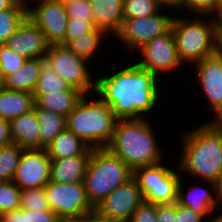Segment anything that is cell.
<instances>
[{
  "mask_svg": "<svg viewBox=\"0 0 222 222\" xmlns=\"http://www.w3.org/2000/svg\"><path fill=\"white\" fill-rule=\"evenodd\" d=\"M117 120L111 108L96 93L87 94L67 116L66 129L90 148H105L112 139Z\"/></svg>",
  "mask_w": 222,
  "mask_h": 222,
  "instance_id": "cell-4",
  "label": "cell"
},
{
  "mask_svg": "<svg viewBox=\"0 0 222 222\" xmlns=\"http://www.w3.org/2000/svg\"><path fill=\"white\" fill-rule=\"evenodd\" d=\"M161 9L157 0H123V19L152 16Z\"/></svg>",
  "mask_w": 222,
  "mask_h": 222,
  "instance_id": "cell-31",
  "label": "cell"
},
{
  "mask_svg": "<svg viewBox=\"0 0 222 222\" xmlns=\"http://www.w3.org/2000/svg\"><path fill=\"white\" fill-rule=\"evenodd\" d=\"M21 209L50 211L44 187L21 190Z\"/></svg>",
  "mask_w": 222,
  "mask_h": 222,
  "instance_id": "cell-33",
  "label": "cell"
},
{
  "mask_svg": "<svg viewBox=\"0 0 222 222\" xmlns=\"http://www.w3.org/2000/svg\"><path fill=\"white\" fill-rule=\"evenodd\" d=\"M193 72L201 89L199 97L204 95L213 112L210 120H214L222 112V58L216 53L205 57L193 65Z\"/></svg>",
  "mask_w": 222,
  "mask_h": 222,
  "instance_id": "cell-13",
  "label": "cell"
},
{
  "mask_svg": "<svg viewBox=\"0 0 222 222\" xmlns=\"http://www.w3.org/2000/svg\"><path fill=\"white\" fill-rule=\"evenodd\" d=\"M26 16V0H20L12 9L0 11V45H5Z\"/></svg>",
  "mask_w": 222,
  "mask_h": 222,
  "instance_id": "cell-27",
  "label": "cell"
},
{
  "mask_svg": "<svg viewBox=\"0 0 222 222\" xmlns=\"http://www.w3.org/2000/svg\"><path fill=\"white\" fill-rule=\"evenodd\" d=\"M144 202L143 195L132 178L113 190L96 208L101 216L129 222L133 212Z\"/></svg>",
  "mask_w": 222,
  "mask_h": 222,
  "instance_id": "cell-15",
  "label": "cell"
},
{
  "mask_svg": "<svg viewBox=\"0 0 222 222\" xmlns=\"http://www.w3.org/2000/svg\"><path fill=\"white\" fill-rule=\"evenodd\" d=\"M215 53L222 58V33L216 34Z\"/></svg>",
  "mask_w": 222,
  "mask_h": 222,
  "instance_id": "cell-47",
  "label": "cell"
},
{
  "mask_svg": "<svg viewBox=\"0 0 222 222\" xmlns=\"http://www.w3.org/2000/svg\"><path fill=\"white\" fill-rule=\"evenodd\" d=\"M201 123L180 134L177 167L182 177L215 182L222 173V124L209 119Z\"/></svg>",
  "mask_w": 222,
  "mask_h": 222,
  "instance_id": "cell-2",
  "label": "cell"
},
{
  "mask_svg": "<svg viewBox=\"0 0 222 222\" xmlns=\"http://www.w3.org/2000/svg\"><path fill=\"white\" fill-rule=\"evenodd\" d=\"M176 222H207L206 219L192 209L175 203Z\"/></svg>",
  "mask_w": 222,
  "mask_h": 222,
  "instance_id": "cell-39",
  "label": "cell"
},
{
  "mask_svg": "<svg viewBox=\"0 0 222 222\" xmlns=\"http://www.w3.org/2000/svg\"><path fill=\"white\" fill-rule=\"evenodd\" d=\"M26 1L27 15L41 29L47 43L64 46V37L69 19L64 3L49 0Z\"/></svg>",
  "mask_w": 222,
  "mask_h": 222,
  "instance_id": "cell-12",
  "label": "cell"
},
{
  "mask_svg": "<svg viewBox=\"0 0 222 222\" xmlns=\"http://www.w3.org/2000/svg\"><path fill=\"white\" fill-rule=\"evenodd\" d=\"M65 11L69 17L94 21L92 9L88 5V0H67L64 3Z\"/></svg>",
  "mask_w": 222,
  "mask_h": 222,
  "instance_id": "cell-37",
  "label": "cell"
},
{
  "mask_svg": "<svg viewBox=\"0 0 222 222\" xmlns=\"http://www.w3.org/2000/svg\"><path fill=\"white\" fill-rule=\"evenodd\" d=\"M210 17L213 22L215 34L222 33V1H219L216 9L213 11Z\"/></svg>",
  "mask_w": 222,
  "mask_h": 222,
  "instance_id": "cell-42",
  "label": "cell"
},
{
  "mask_svg": "<svg viewBox=\"0 0 222 222\" xmlns=\"http://www.w3.org/2000/svg\"><path fill=\"white\" fill-rule=\"evenodd\" d=\"M26 60L25 57L17 54L6 45H0V65L4 78L16 72Z\"/></svg>",
  "mask_w": 222,
  "mask_h": 222,
  "instance_id": "cell-35",
  "label": "cell"
},
{
  "mask_svg": "<svg viewBox=\"0 0 222 222\" xmlns=\"http://www.w3.org/2000/svg\"><path fill=\"white\" fill-rule=\"evenodd\" d=\"M12 142L24 149L40 148L39 122L35 109L10 120Z\"/></svg>",
  "mask_w": 222,
  "mask_h": 222,
  "instance_id": "cell-19",
  "label": "cell"
},
{
  "mask_svg": "<svg viewBox=\"0 0 222 222\" xmlns=\"http://www.w3.org/2000/svg\"><path fill=\"white\" fill-rule=\"evenodd\" d=\"M87 222H125V221L103 217L97 211L94 210L89 214H87Z\"/></svg>",
  "mask_w": 222,
  "mask_h": 222,
  "instance_id": "cell-44",
  "label": "cell"
},
{
  "mask_svg": "<svg viewBox=\"0 0 222 222\" xmlns=\"http://www.w3.org/2000/svg\"><path fill=\"white\" fill-rule=\"evenodd\" d=\"M119 65L115 71L111 68L112 72L106 73L104 68L102 75H96L95 93L118 119L151 118V113L157 111L160 101L165 98L161 95L164 94L162 81L133 60Z\"/></svg>",
  "mask_w": 222,
  "mask_h": 222,
  "instance_id": "cell-1",
  "label": "cell"
},
{
  "mask_svg": "<svg viewBox=\"0 0 222 222\" xmlns=\"http://www.w3.org/2000/svg\"><path fill=\"white\" fill-rule=\"evenodd\" d=\"M3 82H4V76L2 74L1 65H0V87H2Z\"/></svg>",
  "mask_w": 222,
  "mask_h": 222,
  "instance_id": "cell-51",
  "label": "cell"
},
{
  "mask_svg": "<svg viewBox=\"0 0 222 222\" xmlns=\"http://www.w3.org/2000/svg\"><path fill=\"white\" fill-rule=\"evenodd\" d=\"M137 53L139 54L137 57H140L133 61L140 68L153 72L160 80L162 76H173L178 69H180L179 72L184 70L177 54L172 30L150 40L135 52V56Z\"/></svg>",
  "mask_w": 222,
  "mask_h": 222,
  "instance_id": "cell-10",
  "label": "cell"
},
{
  "mask_svg": "<svg viewBox=\"0 0 222 222\" xmlns=\"http://www.w3.org/2000/svg\"><path fill=\"white\" fill-rule=\"evenodd\" d=\"M129 222H157V204L142 202L133 212Z\"/></svg>",
  "mask_w": 222,
  "mask_h": 222,
  "instance_id": "cell-38",
  "label": "cell"
},
{
  "mask_svg": "<svg viewBox=\"0 0 222 222\" xmlns=\"http://www.w3.org/2000/svg\"><path fill=\"white\" fill-rule=\"evenodd\" d=\"M51 158L44 148L24 149L13 182L21 189L44 187L50 181Z\"/></svg>",
  "mask_w": 222,
  "mask_h": 222,
  "instance_id": "cell-14",
  "label": "cell"
},
{
  "mask_svg": "<svg viewBox=\"0 0 222 222\" xmlns=\"http://www.w3.org/2000/svg\"><path fill=\"white\" fill-rule=\"evenodd\" d=\"M5 45L26 59L44 57L49 48L43 32L28 15L9 37Z\"/></svg>",
  "mask_w": 222,
  "mask_h": 222,
  "instance_id": "cell-16",
  "label": "cell"
},
{
  "mask_svg": "<svg viewBox=\"0 0 222 222\" xmlns=\"http://www.w3.org/2000/svg\"><path fill=\"white\" fill-rule=\"evenodd\" d=\"M151 120L118 119L111 141L105 147L121 158L133 171L163 162L165 151L159 146ZM164 152V153H163Z\"/></svg>",
  "mask_w": 222,
  "mask_h": 222,
  "instance_id": "cell-3",
  "label": "cell"
},
{
  "mask_svg": "<svg viewBox=\"0 0 222 222\" xmlns=\"http://www.w3.org/2000/svg\"><path fill=\"white\" fill-rule=\"evenodd\" d=\"M58 222H87V215L80 217L61 218Z\"/></svg>",
  "mask_w": 222,
  "mask_h": 222,
  "instance_id": "cell-48",
  "label": "cell"
},
{
  "mask_svg": "<svg viewBox=\"0 0 222 222\" xmlns=\"http://www.w3.org/2000/svg\"><path fill=\"white\" fill-rule=\"evenodd\" d=\"M213 121L222 124V112Z\"/></svg>",
  "mask_w": 222,
  "mask_h": 222,
  "instance_id": "cell-50",
  "label": "cell"
},
{
  "mask_svg": "<svg viewBox=\"0 0 222 222\" xmlns=\"http://www.w3.org/2000/svg\"><path fill=\"white\" fill-rule=\"evenodd\" d=\"M21 189L11 180L0 184V215L20 209Z\"/></svg>",
  "mask_w": 222,
  "mask_h": 222,
  "instance_id": "cell-32",
  "label": "cell"
},
{
  "mask_svg": "<svg viewBox=\"0 0 222 222\" xmlns=\"http://www.w3.org/2000/svg\"><path fill=\"white\" fill-rule=\"evenodd\" d=\"M78 90L70 86L49 65L43 64L33 95H45L56 91Z\"/></svg>",
  "mask_w": 222,
  "mask_h": 222,
  "instance_id": "cell-28",
  "label": "cell"
},
{
  "mask_svg": "<svg viewBox=\"0 0 222 222\" xmlns=\"http://www.w3.org/2000/svg\"><path fill=\"white\" fill-rule=\"evenodd\" d=\"M171 30L183 68L215 54L216 34L210 16L176 14Z\"/></svg>",
  "mask_w": 222,
  "mask_h": 222,
  "instance_id": "cell-6",
  "label": "cell"
},
{
  "mask_svg": "<svg viewBox=\"0 0 222 222\" xmlns=\"http://www.w3.org/2000/svg\"><path fill=\"white\" fill-rule=\"evenodd\" d=\"M20 0H0V11L12 9Z\"/></svg>",
  "mask_w": 222,
  "mask_h": 222,
  "instance_id": "cell-46",
  "label": "cell"
},
{
  "mask_svg": "<svg viewBox=\"0 0 222 222\" xmlns=\"http://www.w3.org/2000/svg\"><path fill=\"white\" fill-rule=\"evenodd\" d=\"M45 150L51 159L91 155L92 152V148L67 129L57 134Z\"/></svg>",
  "mask_w": 222,
  "mask_h": 222,
  "instance_id": "cell-22",
  "label": "cell"
},
{
  "mask_svg": "<svg viewBox=\"0 0 222 222\" xmlns=\"http://www.w3.org/2000/svg\"><path fill=\"white\" fill-rule=\"evenodd\" d=\"M106 38L108 40L109 37L105 33H86L70 40L65 46L77 56L93 64V57L98 58L96 54L100 53V49L105 48L103 45L104 42L107 43Z\"/></svg>",
  "mask_w": 222,
  "mask_h": 222,
  "instance_id": "cell-26",
  "label": "cell"
},
{
  "mask_svg": "<svg viewBox=\"0 0 222 222\" xmlns=\"http://www.w3.org/2000/svg\"><path fill=\"white\" fill-rule=\"evenodd\" d=\"M86 33H104V32L95 28L94 21H85L69 17L64 37V46L70 40L76 39Z\"/></svg>",
  "mask_w": 222,
  "mask_h": 222,
  "instance_id": "cell-34",
  "label": "cell"
},
{
  "mask_svg": "<svg viewBox=\"0 0 222 222\" xmlns=\"http://www.w3.org/2000/svg\"><path fill=\"white\" fill-rule=\"evenodd\" d=\"M32 93L12 91L0 87V118L11 120L34 109Z\"/></svg>",
  "mask_w": 222,
  "mask_h": 222,
  "instance_id": "cell-23",
  "label": "cell"
},
{
  "mask_svg": "<svg viewBox=\"0 0 222 222\" xmlns=\"http://www.w3.org/2000/svg\"><path fill=\"white\" fill-rule=\"evenodd\" d=\"M24 148L11 143L0 148V180L11 181L17 170V166Z\"/></svg>",
  "mask_w": 222,
  "mask_h": 222,
  "instance_id": "cell-29",
  "label": "cell"
},
{
  "mask_svg": "<svg viewBox=\"0 0 222 222\" xmlns=\"http://www.w3.org/2000/svg\"><path fill=\"white\" fill-rule=\"evenodd\" d=\"M52 211L17 209L0 215V222H58Z\"/></svg>",
  "mask_w": 222,
  "mask_h": 222,
  "instance_id": "cell-30",
  "label": "cell"
},
{
  "mask_svg": "<svg viewBox=\"0 0 222 222\" xmlns=\"http://www.w3.org/2000/svg\"><path fill=\"white\" fill-rule=\"evenodd\" d=\"M50 211L61 218L80 217L95 209L87 199L84 183L49 181L44 186Z\"/></svg>",
  "mask_w": 222,
  "mask_h": 222,
  "instance_id": "cell-11",
  "label": "cell"
},
{
  "mask_svg": "<svg viewBox=\"0 0 222 222\" xmlns=\"http://www.w3.org/2000/svg\"><path fill=\"white\" fill-rule=\"evenodd\" d=\"M44 63V57L27 59L16 72L4 78L2 87L12 91L33 93Z\"/></svg>",
  "mask_w": 222,
  "mask_h": 222,
  "instance_id": "cell-20",
  "label": "cell"
},
{
  "mask_svg": "<svg viewBox=\"0 0 222 222\" xmlns=\"http://www.w3.org/2000/svg\"><path fill=\"white\" fill-rule=\"evenodd\" d=\"M44 59L45 63L70 86L84 95L95 93L97 76L93 74L97 72L91 69L93 66H90L89 61L77 56L63 45H49Z\"/></svg>",
  "mask_w": 222,
  "mask_h": 222,
  "instance_id": "cell-8",
  "label": "cell"
},
{
  "mask_svg": "<svg viewBox=\"0 0 222 222\" xmlns=\"http://www.w3.org/2000/svg\"><path fill=\"white\" fill-rule=\"evenodd\" d=\"M12 142L10 121L0 118V148L9 145Z\"/></svg>",
  "mask_w": 222,
  "mask_h": 222,
  "instance_id": "cell-41",
  "label": "cell"
},
{
  "mask_svg": "<svg viewBox=\"0 0 222 222\" xmlns=\"http://www.w3.org/2000/svg\"><path fill=\"white\" fill-rule=\"evenodd\" d=\"M92 9L95 28L107 36H115L123 25V0H88Z\"/></svg>",
  "mask_w": 222,
  "mask_h": 222,
  "instance_id": "cell-18",
  "label": "cell"
},
{
  "mask_svg": "<svg viewBox=\"0 0 222 222\" xmlns=\"http://www.w3.org/2000/svg\"><path fill=\"white\" fill-rule=\"evenodd\" d=\"M33 96L39 108L67 117L84 94L79 90H66Z\"/></svg>",
  "mask_w": 222,
  "mask_h": 222,
  "instance_id": "cell-24",
  "label": "cell"
},
{
  "mask_svg": "<svg viewBox=\"0 0 222 222\" xmlns=\"http://www.w3.org/2000/svg\"><path fill=\"white\" fill-rule=\"evenodd\" d=\"M168 164L161 162L133 171V178L137 181L145 202L152 204L177 202L178 185L182 175L176 163L175 167L172 164V168Z\"/></svg>",
  "mask_w": 222,
  "mask_h": 222,
  "instance_id": "cell-7",
  "label": "cell"
},
{
  "mask_svg": "<svg viewBox=\"0 0 222 222\" xmlns=\"http://www.w3.org/2000/svg\"><path fill=\"white\" fill-rule=\"evenodd\" d=\"M166 10L162 8L152 16L124 20L120 32L114 38L115 41H119L117 43L127 49L125 52L133 55L150 40L171 30L176 12Z\"/></svg>",
  "mask_w": 222,
  "mask_h": 222,
  "instance_id": "cell-9",
  "label": "cell"
},
{
  "mask_svg": "<svg viewBox=\"0 0 222 222\" xmlns=\"http://www.w3.org/2000/svg\"><path fill=\"white\" fill-rule=\"evenodd\" d=\"M159 5L164 9L176 11L178 14H184L183 3L184 0H157ZM180 12V13H179Z\"/></svg>",
  "mask_w": 222,
  "mask_h": 222,
  "instance_id": "cell-43",
  "label": "cell"
},
{
  "mask_svg": "<svg viewBox=\"0 0 222 222\" xmlns=\"http://www.w3.org/2000/svg\"><path fill=\"white\" fill-rule=\"evenodd\" d=\"M157 222H176L175 203L157 204Z\"/></svg>",
  "mask_w": 222,
  "mask_h": 222,
  "instance_id": "cell-40",
  "label": "cell"
},
{
  "mask_svg": "<svg viewBox=\"0 0 222 222\" xmlns=\"http://www.w3.org/2000/svg\"><path fill=\"white\" fill-rule=\"evenodd\" d=\"M90 155L51 159L50 181L60 183L82 182Z\"/></svg>",
  "mask_w": 222,
  "mask_h": 222,
  "instance_id": "cell-21",
  "label": "cell"
},
{
  "mask_svg": "<svg viewBox=\"0 0 222 222\" xmlns=\"http://www.w3.org/2000/svg\"><path fill=\"white\" fill-rule=\"evenodd\" d=\"M218 3L219 0H184L183 10H186L184 14L210 16Z\"/></svg>",
  "mask_w": 222,
  "mask_h": 222,
  "instance_id": "cell-36",
  "label": "cell"
},
{
  "mask_svg": "<svg viewBox=\"0 0 222 222\" xmlns=\"http://www.w3.org/2000/svg\"><path fill=\"white\" fill-rule=\"evenodd\" d=\"M39 122L40 148L46 149L55 136L66 129L67 117L34 105Z\"/></svg>",
  "mask_w": 222,
  "mask_h": 222,
  "instance_id": "cell-25",
  "label": "cell"
},
{
  "mask_svg": "<svg viewBox=\"0 0 222 222\" xmlns=\"http://www.w3.org/2000/svg\"><path fill=\"white\" fill-rule=\"evenodd\" d=\"M49 1L65 3L67 0H49Z\"/></svg>",
  "mask_w": 222,
  "mask_h": 222,
  "instance_id": "cell-52",
  "label": "cell"
},
{
  "mask_svg": "<svg viewBox=\"0 0 222 222\" xmlns=\"http://www.w3.org/2000/svg\"><path fill=\"white\" fill-rule=\"evenodd\" d=\"M219 210H217L215 213H217V214H215L213 217H209L208 219L209 220H206L207 222H222V210L220 211V212H218ZM219 213V214H218ZM212 218V219H211Z\"/></svg>",
  "mask_w": 222,
  "mask_h": 222,
  "instance_id": "cell-49",
  "label": "cell"
},
{
  "mask_svg": "<svg viewBox=\"0 0 222 222\" xmlns=\"http://www.w3.org/2000/svg\"><path fill=\"white\" fill-rule=\"evenodd\" d=\"M215 183V198L218 205V209L222 210V173L219 175ZM221 208V209H220Z\"/></svg>",
  "mask_w": 222,
  "mask_h": 222,
  "instance_id": "cell-45",
  "label": "cell"
},
{
  "mask_svg": "<svg viewBox=\"0 0 222 222\" xmlns=\"http://www.w3.org/2000/svg\"><path fill=\"white\" fill-rule=\"evenodd\" d=\"M133 178V170L106 148L93 149L83 179L87 199L95 209L113 190Z\"/></svg>",
  "mask_w": 222,
  "mask_h": 222,
  "instance_id": "cell-5",
  "label": "cell"
},
{
  "mask_svg": "<svg viewBox=\"0 0 222 222\" xmlns=\"http://www.w3.org/2000/svg\"><path fill=\"white\" fill-rule=\"evenodd\" d=\"M184 181L181 177L178 185L177 203L192 209L195 213L201 214L208 220V218L213 216L214 212L218 210L215 198V183L202 181L203 184L200 182L198 183L199 186L192 183V185L189 184L188 188H186ZM204 184H206L208 188L205 187Z\"/></svg>",
  "mask_w": 222,
  "mask_h": 222,
  "instance_id": "cell-17",
  "label": "cell"
}]
</instances>
